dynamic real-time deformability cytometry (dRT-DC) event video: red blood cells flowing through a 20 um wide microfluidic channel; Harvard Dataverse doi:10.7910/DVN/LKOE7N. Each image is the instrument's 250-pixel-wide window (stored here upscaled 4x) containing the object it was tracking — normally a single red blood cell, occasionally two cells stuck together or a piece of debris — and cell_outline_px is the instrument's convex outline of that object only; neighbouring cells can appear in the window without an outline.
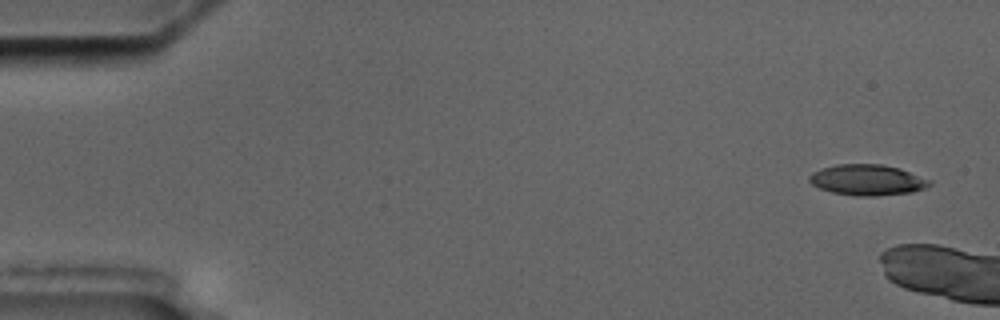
{"species": "common noctule bat (a hibernating species)", "species_latin": "Nyctalus noctula", "temperature_condition": "cold", "stored_images_in_passage": 7, "camera_frame_rate_fps": 3000, "um_per_image_px": 0.085, "animal": {"sex": "male", "body_mass_g": 17.5, "forearm_length_mm": 52.3}, "frame": {"image": 1, "passage_image": 1, "time_ms": 0.0, "image_size_px": [1000, 320], "cell_outline_px": [[932, 184], [924, 188], [912, 192], [876, 196], [860, 196], [832, 192], [820, 188], [812, 184], [808, 180], [808, 176], [812, 172], [820, 168], [836, 164], [880, 164], [900, 168], [932, 180]], "centroid_in_image_um": [73.72, 15.28], "position_along_channel_um": 11.3, "area_um2": 21.68}}
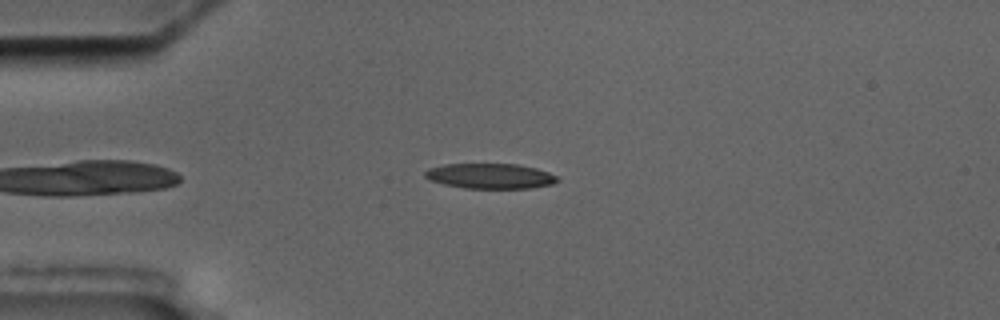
{"frame": {"image": 2, "passage_image": 7, "time_ms": 7.667, "image_size_px": [1000, 320], "cell_outline_px": [[560, 180], [552, 184], [532, 188], [464, 188], [444, 184], [428, 180], [424, 176], [424, 172], [428, 168], [444, 164], [516, 164], [536, 168], [548, 172], [556, 176]], "centroid_in_image_um": [41.64, 14.96], "position_along_channel_um": 43.4, "area_um2": 19.48}}